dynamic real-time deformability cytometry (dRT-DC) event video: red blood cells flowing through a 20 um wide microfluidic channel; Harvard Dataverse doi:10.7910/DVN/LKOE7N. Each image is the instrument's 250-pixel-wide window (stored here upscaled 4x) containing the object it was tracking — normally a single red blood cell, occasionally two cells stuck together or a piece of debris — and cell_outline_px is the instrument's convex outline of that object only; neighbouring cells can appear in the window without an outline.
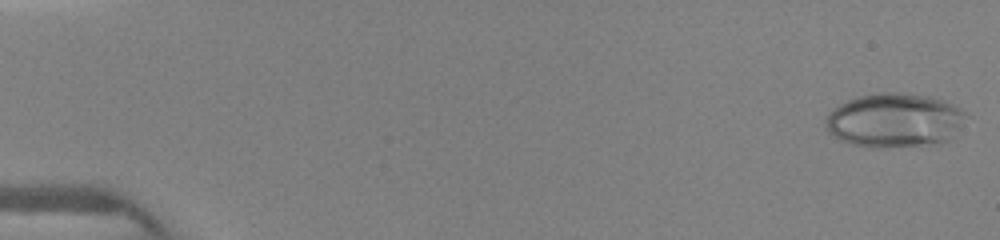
{"species": "human", "species_latin": "Homo sapiens", "temperature_condition": "warm", "stored_images_in_passage": 19, "camera_frame_rate_fps": 3000, "um_per_image_px": 0.085, "donor": {"sex": "female"}, "frame": {"image": 1, "passage_image": 1, "time_ms": 0.0, "image_size_px": [1000, 240], "cell_outline_px": [[968, 116], [956, 136], [948, 140], [916, 144], [880, 148], [872, 148], [852, 144], [840, 140], [832, 136], [828, 132], [824, 120], [828, 112], [840, 104], [848, 100], [860, 96], [884, 92], [900, 92], [928, 96], [944, 100], [960, 108]], "centroid_in_image_um": [76.02, 10.21], "position_along_channel_um": 9.0, "area_um2": 44.27}}